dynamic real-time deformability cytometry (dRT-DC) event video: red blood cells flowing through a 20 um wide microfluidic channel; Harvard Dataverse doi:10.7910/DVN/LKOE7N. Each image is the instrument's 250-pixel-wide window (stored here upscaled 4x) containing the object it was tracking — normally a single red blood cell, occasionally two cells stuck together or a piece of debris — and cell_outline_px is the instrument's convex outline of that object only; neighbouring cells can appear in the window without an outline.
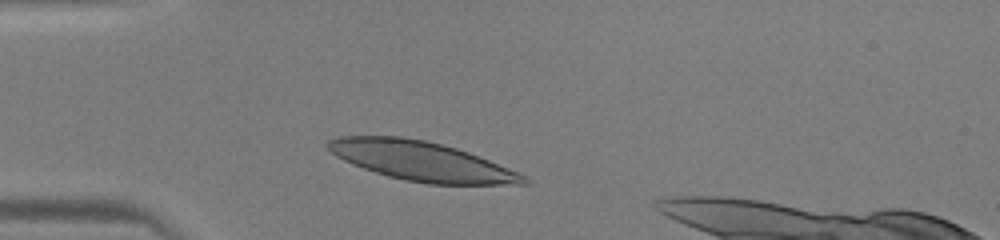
{"species": "human", "species_latin": "Homo sapiens", "temperature_condition": "warm", "stored_images_in_passage": 36, "camera_frame_rate_fps": 3000, "um_per_image_px": 0.085, "donor": {"sex": "male"}, "frame": {"image": 1, "passage_image": 4, "time_ms": 1.0, "image_size_px": [1000, 240], "cell_outline_px": [[532, 184], [428, 184], [404, 180], [388, 176], [352, 164], [336, 156], [324, 144], [328, 140], [340, 136], [400, 136], [424, 140], [456, 148], [468, 152], [520, 172], [528, 176]], "centroid_in_image_um": [35.86, 13.7], "position_along_channel_um": 49.1, "area_um2": 44.74}}
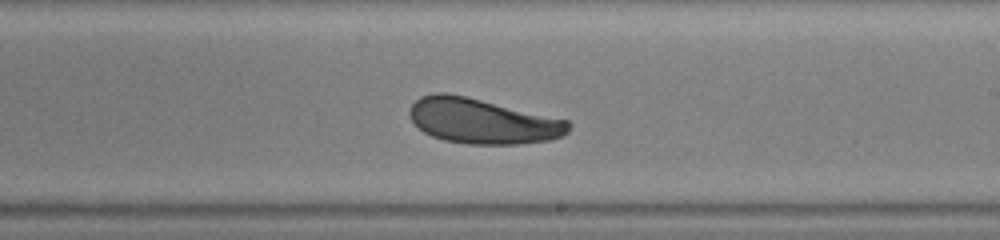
{"frame": {"image": 2, "passage_image": 19, "time_ms": 6.0, "image_size_px": [1000, 240], "cell_outline_px": [[572, 124], [568, 132], [564, 136], [548, 140], [516, 144], [468, 144], [444, 140], [432, 136], [424, 132], [412, 120], [408, 112], [412, 104], [420, 96], [432, 92], [444, 92], [464, 96], [568, 120]], "centroid_in_image_um": [41.0, 10.29], "position_along_channel_um": 248.0, "area_um2": 41.62}}
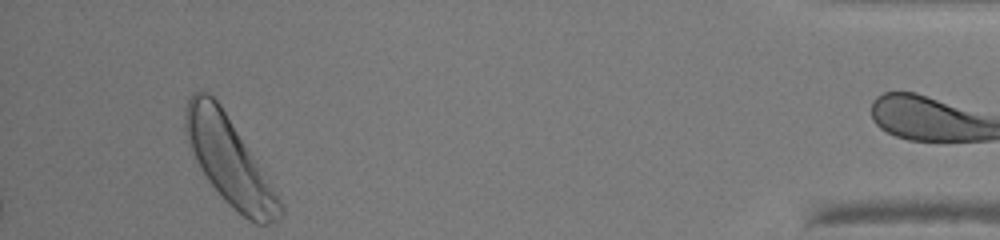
{"frame": {"image": 3, "passage_image": 35, "time_ms": 11.333, "image_size_px": [1000, 240], "cell_outline_px": [[284, 212], [276, 220], [268, 224], [256, 224], [248, 220], [208, 180], [200, 168], [192, 152], [184, 132], [184, 108], [188, 96], [196, 92], [208, 92], [220, 104], [284, 204]], "centroid_in_image_um": [19.46, 13.63], "position_along_channel_um": 415.7, "area_um2": 46.82}}